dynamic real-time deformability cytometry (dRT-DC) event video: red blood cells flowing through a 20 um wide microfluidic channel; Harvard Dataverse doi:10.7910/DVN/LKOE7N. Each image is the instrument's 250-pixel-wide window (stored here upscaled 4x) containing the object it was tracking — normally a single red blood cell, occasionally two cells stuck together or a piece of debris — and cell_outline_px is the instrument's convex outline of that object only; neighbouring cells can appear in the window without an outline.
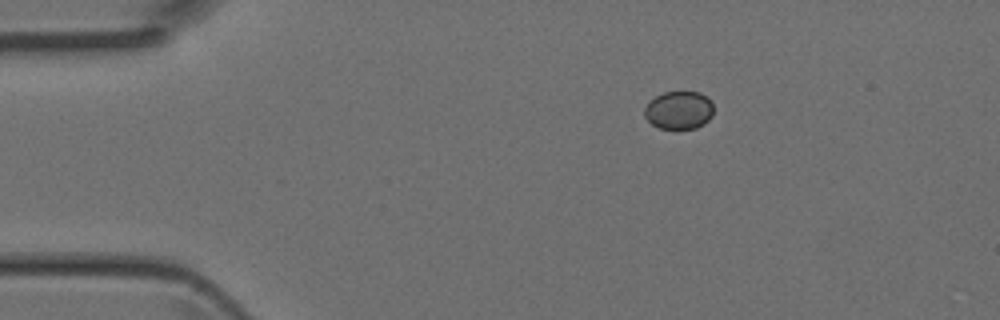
{"species": "Egyptian fruit bat (a non-hibernating species)", "species_latin": "Rousettus aegyptiacus", "temperature_condition": "room temperature", "stored_images_in_passage": 5, "camera_frame_rate_fps": 3000, "um_per_image_px": 0.085, "animal": {"sex": "female"}, "frame": {"image": 1, "passage_image": 5, "time_ms": 1.333, "image_size_px": [1000, 320], "cell_outline_px": [[712, 116], [704, 124], [696, 128], [660, 128], [652, 124], [644, 116], [644, 108], [656, 96], [664, 92], [700, 92], [708, 96], [712, 100]], "centroid_in_image_um": [57.73, 9.35], "position_along_channel_um": 27.3, "area_um2": 15.26}}